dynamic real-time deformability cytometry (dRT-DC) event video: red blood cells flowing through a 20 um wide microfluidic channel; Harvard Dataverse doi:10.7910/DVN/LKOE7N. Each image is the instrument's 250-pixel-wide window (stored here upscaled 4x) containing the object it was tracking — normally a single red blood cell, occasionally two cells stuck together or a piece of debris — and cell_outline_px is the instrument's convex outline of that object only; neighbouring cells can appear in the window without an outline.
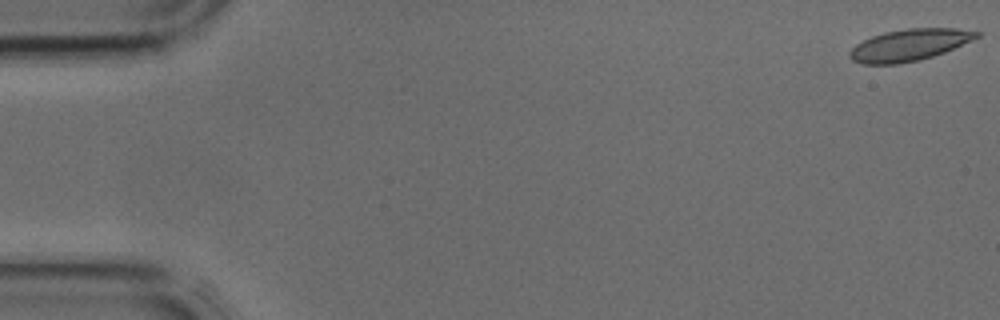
{"species": "common noctule bat (a hibernating species)", "species_latin": "Nyctalus noctula", "temperature_condition": "cold", "stored_images_in_passage": 42, "camera_frame_rate_fps": 3000, "um_per_image_px": 0.085, "animal": {"sex": "male", "body_mass_g": 17.9, "forearm_length_mm": 54.2}, "frame": {"image": 1, "passage_image": 1, "time_ms": 0.0, "image_size_px": [1000, 320], "cell_outline_px": [[980, 36], [972, 40], [944, 52], [920, 60], [896, 64], [864, 64], [852, 60], [848, 56], [848, 52], [856, 44], [872, 36], [884, 32], [908, 28], [956, 28], [980, 32]], "centroid_in_image_um": [77.27, 3.82], "position_along_channel_um": 7.7, "area_um2": 23.35}}
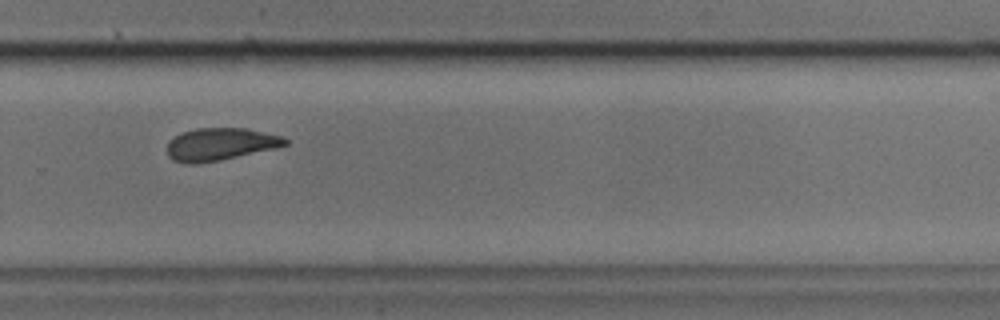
{"frame": {"image": 2, "passage_image": 29, "time_ms": 9.333, "image_size_px": [1000, 320], "cell_outline_px": [[288, 144], [276, 148], [220, 160], [196, 164], [184, 164], [172, 160], [168, 156], [168, 140], [180, 132], [196, 128], [248, 128], [280, 136], [288, 140]], "centroid_in_image_um": [18.68, 12.26], "position_along_channel_um": 311.1, "area_um2": 22.48}}
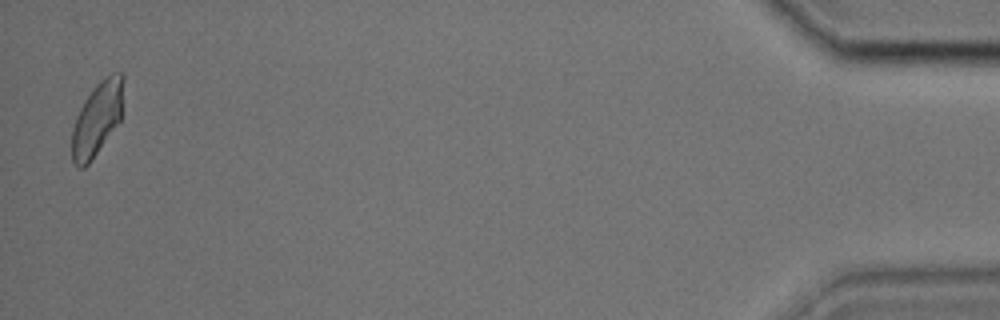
{"frame": {"image": 3, "passage_image": 42, "time_ms": 13.667, "image_size_px": [1000, 320], "cell_outline_px": [[124, 80], [120, 120], [92, 160], [84, 168], [76, 168], [72, 160], [72, 128], [76, 116], [84, 100], [96, 84], [104, 76], [112, 72], [124, 72]], "centroid_in_image_um": [8.25, 10.07], "position_along_channel_um": 426.9, "area_um2": 22.25}}